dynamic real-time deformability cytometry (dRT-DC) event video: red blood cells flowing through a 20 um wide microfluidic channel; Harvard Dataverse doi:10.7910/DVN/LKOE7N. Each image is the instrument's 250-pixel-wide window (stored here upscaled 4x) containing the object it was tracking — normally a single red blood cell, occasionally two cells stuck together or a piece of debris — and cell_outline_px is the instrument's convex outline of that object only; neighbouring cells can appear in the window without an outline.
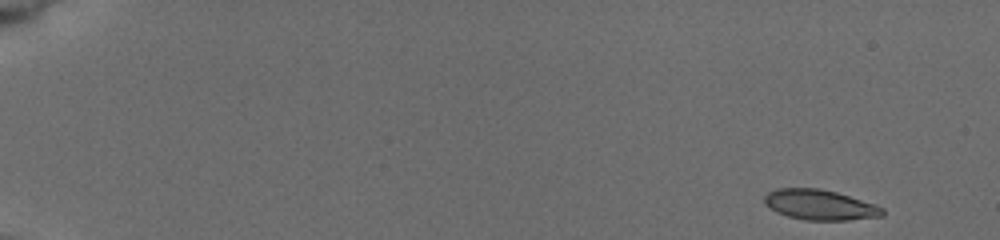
{"species": "common noctule bat (a hibernating species)", "species_latin": "Nyctalus noctula", "temperature_condition": "cold", "stored_images_in_passage": 54, "camera_frame_rate_fps": 3000, "um_per_image_px": 0.085, "animal": {"sex": "female", "body_mass_g": 19.5, "forearm_length_mm": 54.1}, "frame": {"image": 1, "passage_image": 1, "time_ms": 0.0, "image_size_px": [1000, 240], "cell_outline_px": [[884, 216], [848, 220], [804, 220], [788, 216], [776, 212], [768, 208], [764, 204], [764, 196], [768, 192], [776, 188], [820, 188], [836, 192], [876, 204], [884, 208]], "centroid_in_image_um": [69.68, 17.41], "position_along_channel_um": 15.3, "area_um2": 21.04}}
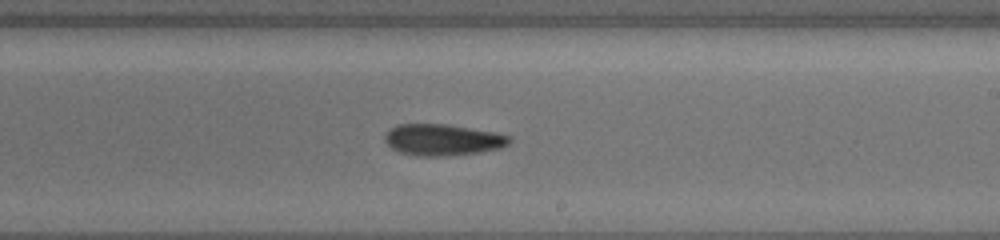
{"frame": {"image": 2, "passage_image": 27, "time_ms": 10.333, "image_size_px": [1000, 240], "cell_outline_px": [[512, 140], [508, 144], [500, 148], [480, 152], [448, 156], [416, 156], [400, 152], [392, 148], [384, 140], [384, 132], [388, 128], [396, 124], [448, 124], [496, 132], [512, 136]], "centroid_in_image_um": [37.61, 11.87], "position_along_channel_um": 251.4, "area_um2": 23.18}}
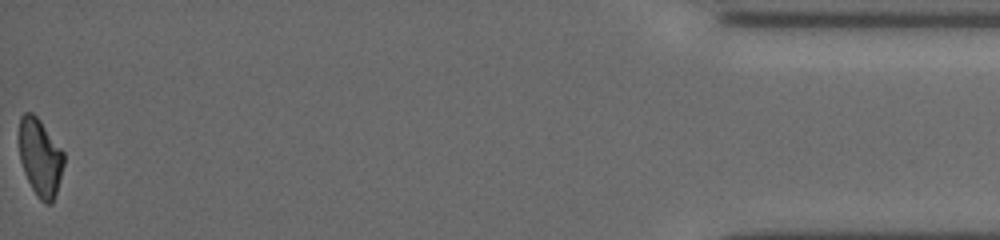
{"frame": {"image": 3, "passage_image": 53, "time_ms": 17.0, "image_size_px": [1000, 240], "cell_outline_px": [[64, 164], [56, 192], [52, 204], [44, 204], [36, 196], [24, 172], [20, 160], [20, 116], [24, 112], [32, 112], [40, 120], [64, 152]], "centroid_in_image_um": [3.42, 13.4], "position_along_channel_um": 431.8, "area_um2": 20.06}, "authors_computed_cell_mechanics": {"area_um2": 21.8195, "velocity_mm_per_s": 3.873, "shape_relaxation_time_tau1_ms": 6.4079, "shape_relaxation_time_tau2_ms": null, "deformation_change_tau1": 0.1487, "deformation_change_tau2": null}}